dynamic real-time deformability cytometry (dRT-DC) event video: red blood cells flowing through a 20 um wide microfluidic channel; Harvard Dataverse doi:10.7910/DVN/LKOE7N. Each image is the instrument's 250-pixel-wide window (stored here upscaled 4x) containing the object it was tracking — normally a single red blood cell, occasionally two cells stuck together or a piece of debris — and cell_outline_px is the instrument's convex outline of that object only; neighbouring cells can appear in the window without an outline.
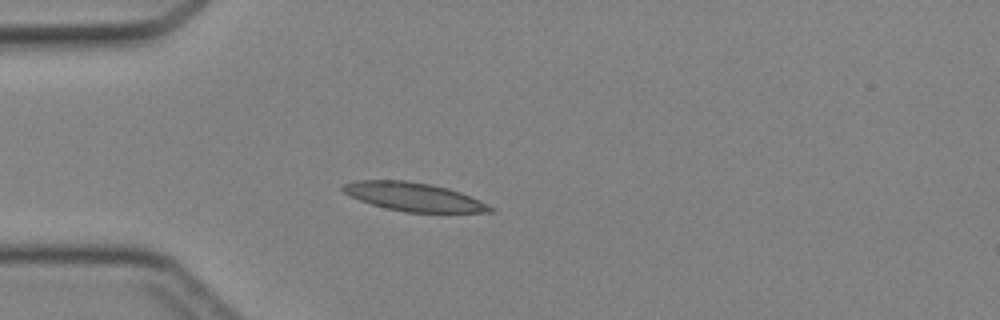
{"species": "Egyptian fruit bat (a non-hibernating species)", "species_latin": "Rousettus aegyptiacus", "temperature_condition": "cold", "stored_images_in_passage": 5, "camera_frame_rate_fps": 3000, "um_per_image_px": 0.085, "animal": {"sex": "female"}, "frame": {"image": 1, "passage_image": 1, "time_ms": 0.0, "image_size_px": [1000, 320], "cell_outline_px": [[496, 212], [404, 212], [372, 204], [360, 200], [344, 192], [340, 188], [344, 184], [356, 180], [408, 180], [432, 184], [448, 188], [460, 192], [480, 200], [496, 208]], "centroid_in_image_um": [35.21, 16.72], "position_along_channel_um": 49.8, "area_um2": 24.45}}
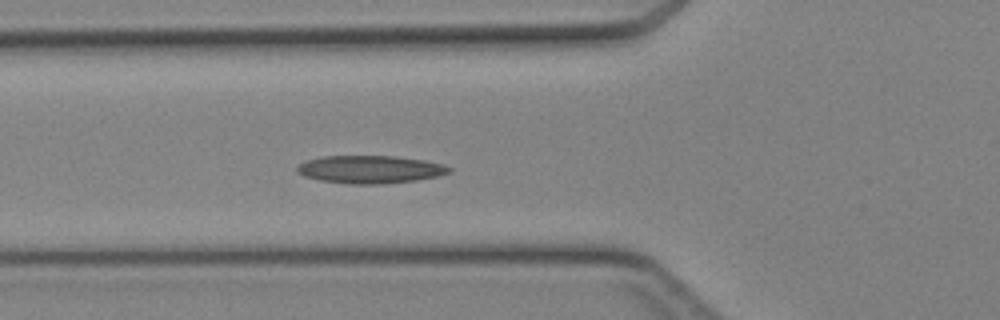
{"frame": {"image": 2, "passage_image": 5, "time_ms": 1.333, "image_size_px": [1000, 320], "cell_outline_px": [[452, 172], [436, 176], [416, 180], [380, 184], [348, 184], [320, 180], [304, 176], [296, 172], [296, 168], [300, 164], [308, 160], [320, 156], [396, 156], [424, 160], [444, 164], [452, 168]], "centroid_in_image_um": [31.47, 14.4], "position_along_channel_um": 94.3, "area_um2": 24.68}}